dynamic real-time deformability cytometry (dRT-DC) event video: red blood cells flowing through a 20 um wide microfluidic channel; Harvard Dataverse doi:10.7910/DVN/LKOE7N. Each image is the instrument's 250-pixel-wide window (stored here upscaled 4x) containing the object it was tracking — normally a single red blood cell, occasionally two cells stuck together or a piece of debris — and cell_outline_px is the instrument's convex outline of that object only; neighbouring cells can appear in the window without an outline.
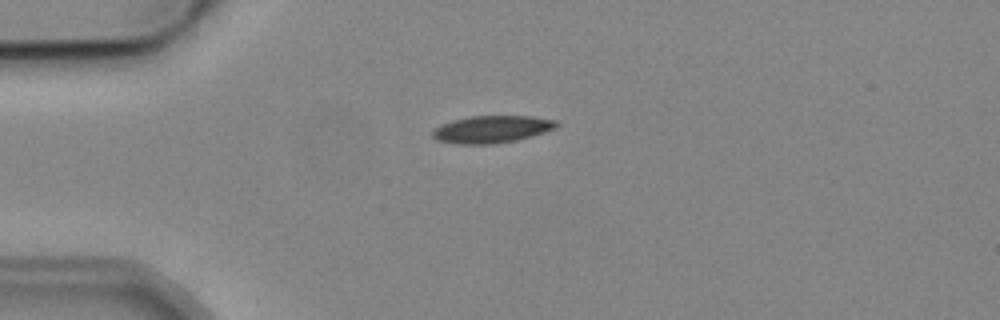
{"species": "common noctule bat (a hibernating species)", "species_latin": "Nyctalus noctula", "temperature_condition": "cold", "stored_images_in_passage": 3, "camera_frame_rate_fps": 3000, "um_per_image_px": 0.085, "animal": {"sex": "male", "body_mass_g": 19.2, "forearm_length_mm": 51.8}, "frame": {"image": 1, "passage_image": 1, "time_ms": 0.0, "image_size_px": [1000, 320], "cell_outline_px": [[560, 124], [556, 128], [532, 136], [516, 140], [492, 144], [456, 144], [436, 140], [432, 136], [432, 128], [440, 124], [452, 120], [472, 116], [532, 116], [556, 120]], "centroid_in_image_um": [41.78, 10.98], "position_along_channel_um": 43.2, "area_um2": 19.88}}